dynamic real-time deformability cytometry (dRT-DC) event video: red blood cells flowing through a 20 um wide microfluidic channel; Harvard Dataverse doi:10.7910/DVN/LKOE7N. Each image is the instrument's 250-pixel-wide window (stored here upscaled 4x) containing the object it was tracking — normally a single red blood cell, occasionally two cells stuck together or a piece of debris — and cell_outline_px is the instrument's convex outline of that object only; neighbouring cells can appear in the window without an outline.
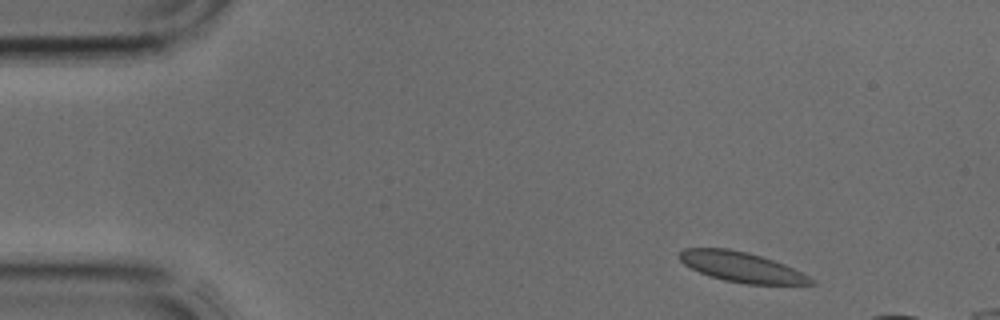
{"species": "common noctule bat (a hibernating species)", "species_latin": "Nyctalus noctula", "temperature_condition": "cold", "stored_images_in_passage": 3, "camera_frame_rate_fps": 3000, "um_per_image_px": 0.085, "animal": {"sex": "male", "body_mass_g": 17.9, "forearm_length_mm": 54.2}, "frame": {"image": 1, "passage_image": 1, "time_ms": 0.0, "image_size_px": [1000, 320], "cell_outline_px": [[816, 284], [744, 284], [724, 280], [700, 272], [684, 264], [676, 256], [684, 248], [728, 248], [748, 252], [784, 264], [816, 280]], "centroid_in_image_um": [63.01, 22.69], "position_along_channel_um": 22.0, "area_um2": 22.83}}